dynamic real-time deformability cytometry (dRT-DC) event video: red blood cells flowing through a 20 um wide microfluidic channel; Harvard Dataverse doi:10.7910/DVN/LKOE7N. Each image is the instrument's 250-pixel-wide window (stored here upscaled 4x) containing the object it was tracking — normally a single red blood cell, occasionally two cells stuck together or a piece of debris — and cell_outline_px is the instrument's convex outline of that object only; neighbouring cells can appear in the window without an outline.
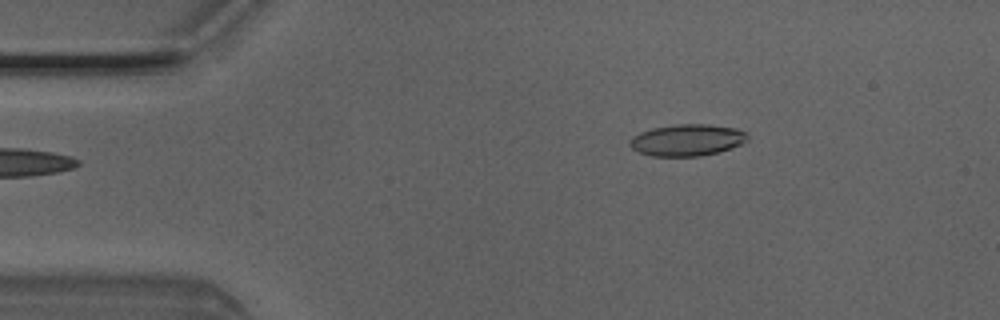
{"species": "Egyptian fruit bat (a non-hibernating species)", "species_latin": "Rousettus aegyptiacus", "temperature_condition": "room temperature", "stored_images_in_passage": 2, "camera_frame_rate_fps": 3000, "um_per_image_px": 0.085, "animal": {"sex": "male"}, "frame": {"image": 1, "passage_image": 2, "time_ms": 0.333, "image_size_px": [1000, 320], "cell_outline_px": [[748, 140], [732, 148], [700, 156], [652, 156], [636, 152], [628, 144], [632, 136], [640, 132], [652, 128], [676, 124], [708, 124], [736, 128], [744, 132], [748, 136]], "centroid_in_image_um": [58.37, 11.9], "position_along_channel_um": 26.6, "area_um2": 21.79}}